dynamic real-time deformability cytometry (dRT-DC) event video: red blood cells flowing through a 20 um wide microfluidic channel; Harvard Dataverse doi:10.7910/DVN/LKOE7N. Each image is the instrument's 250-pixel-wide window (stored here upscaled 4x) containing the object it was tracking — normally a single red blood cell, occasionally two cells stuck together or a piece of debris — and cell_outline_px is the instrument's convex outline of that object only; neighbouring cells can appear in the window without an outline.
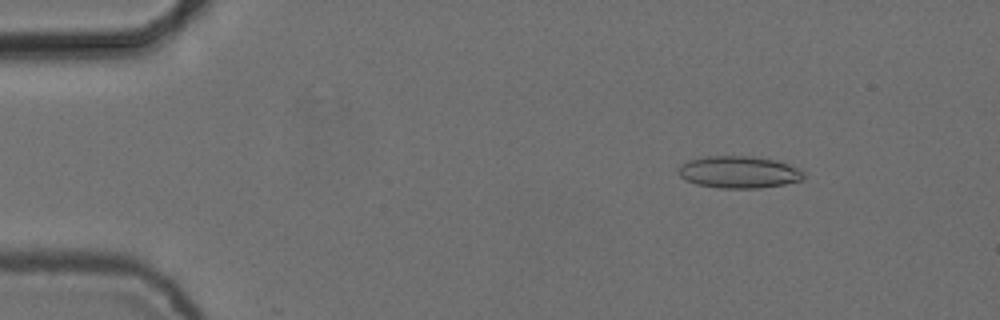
{"species": "common noctule bat (a hibernating species)", "species_latin": "Nyctalus noctula", "temperature_condition": "cold", "stored_images_in_passage": 6, "camera_frame_rate_fps": 3000, "um_per_image_px": 0.085, "animal": {"sex": "female", "body_mass_g": 24.6, "forearm_length_mm": 56.2}, "frame": {"image": 1, "passage_image": 2, "time_ms": 0.333, "image_size_px": [1000, 320], "cell_outline_px": [[804, 180], [784, 184], [760, 188], [720, 188], [696, 184], [680, 176], [676, 172], [676, 168], [680, 164], [688, 160], [704, 156], [752, 156], [776, 160], [788, 164], [804, 172]], "centroid_in_image_um": [62.77, 14.62], "position_along_channel_um": 22.2, "area_um2": 23.58}}
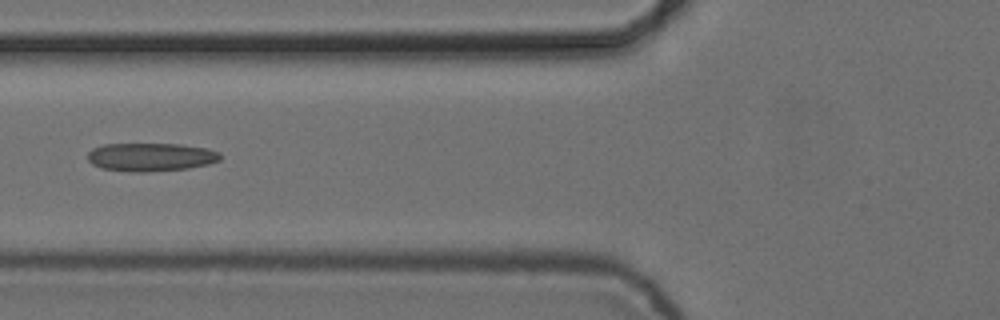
{"frame": {"image": 2, "passage_image": 6, "time_ms": 1.667, "image_size_px": [1000, 320], "cell_outline_px": [[220, 160], [208, 164], [188, 168], [144, 172], [132, 172], [100, 168], [92, 164], [88, 160], [88, 152], [92, 148], [104, 144], [180, 144], [208, 148], [220, 152]], "centroid_in_image_um": [12.81, 13.34], "position_along_channel_um": 113.0, "area_um2": 21.96}}